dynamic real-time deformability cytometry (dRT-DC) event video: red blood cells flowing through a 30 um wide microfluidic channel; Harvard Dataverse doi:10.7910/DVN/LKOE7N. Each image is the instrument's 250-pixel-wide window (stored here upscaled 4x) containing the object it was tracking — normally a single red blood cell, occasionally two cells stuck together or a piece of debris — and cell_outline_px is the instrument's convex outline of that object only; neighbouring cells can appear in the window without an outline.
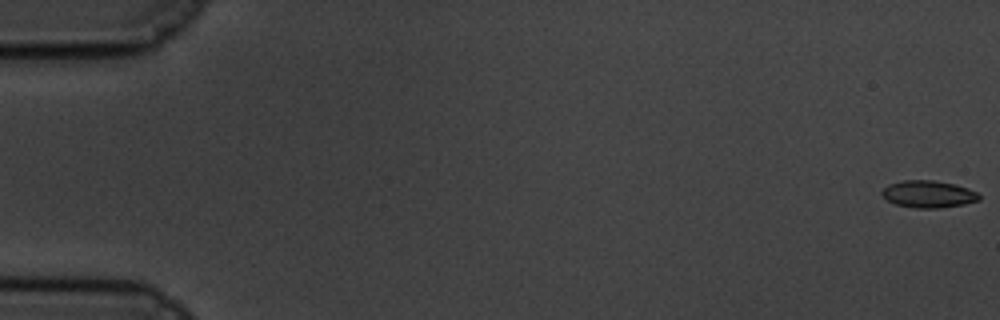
{"species": "common noctule bat (a hibernating species)", "species_latin": "Nyctalus noctula", "temperature_condition": "cold", "stored_images_in_passage": 60, "camera_frame_rate_fps": 3000, "um_per_image_px": 0.085, "animal": {"sex": "male", "body_mass_g": 19.5, "forearm_length_mm": 54.6}, "frame": {"image": 1, "passage_image": 1, "time_ms": 0.0, "image_size_px": [1000, 320], "cell_outline_px": [[980, 200], [964, 204], [940, 208], [916, 208], [896, 204], [888, 200], [880, 192], [888, 184], [904, 180], [932, 180], [952, 184], [968, 188], [976, 192], [980, 196]], "centroid_in_image_um": [78.91, 16.5], "position_along_channel_um": 6.1, "area_um2": 15.2}}
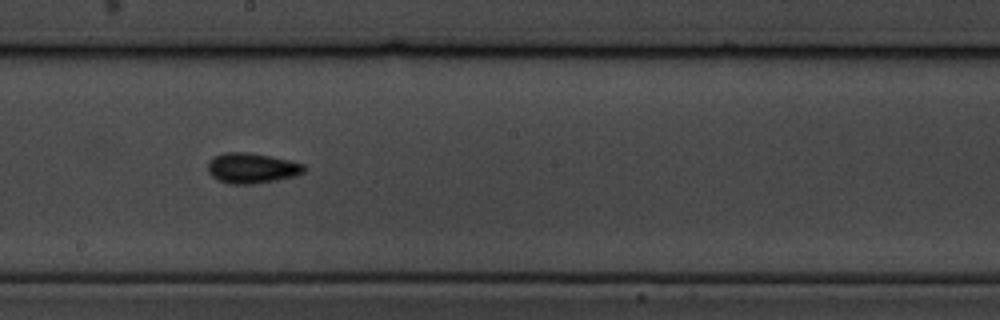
{"frame": {"image": 2, "passage_image": 34, "time_ms": 11.0, "image_size_px": [1000, 320], "cell_outline_px": [[308, 168], [304, 172], [296, 176], [276, 180], [252, 184], [232, 184], [216, 180], [208, 172], [208, 160], [224, 152], [248, 152], [288, 160], [304, 164]], "centroid_in_image_um": [21.41, 14.29], "position_along_channel_um": 226.8, "area_um2": 17.05}}
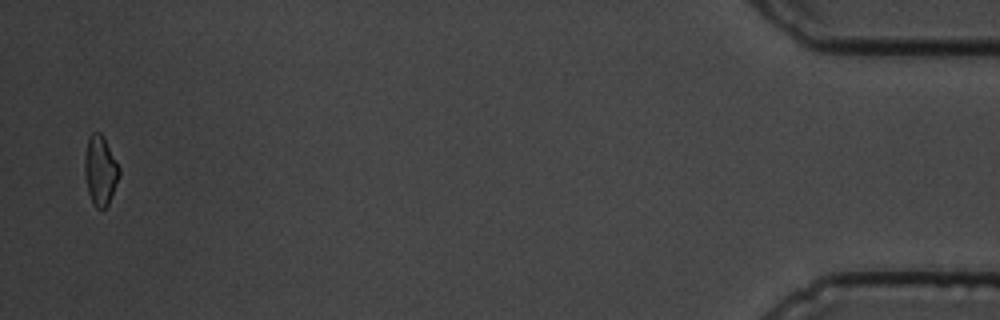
{"frame": {"image": 3, "passage_image": 59, "time_ms": 19.333, "image_size_px": [1000, 320], "cell_outline_px": [[120, 176], [108, 204], [104, 208], [96, 208], [88, 192], [84, 176], [84, 160], [88, 136], [92, 132], [100, 132], [104, 136], [120, 168]], "centroid_in_image_um": [8.52, 14.45], "position_along_channel_um": 426.7, "area_um2": 14.1}, "authors_computed_cell_mechanics": {"area_um2": 15.2014, "velocity_mm_per_s": 3.4167, "shape_relaxation_time_tau1_ms": 2.8619, "shape_relaxation_time_tau2_ms": 7.4341, "deformation_change_tau1": 0.0875, "deformation_change_tau2": 0.1117}}